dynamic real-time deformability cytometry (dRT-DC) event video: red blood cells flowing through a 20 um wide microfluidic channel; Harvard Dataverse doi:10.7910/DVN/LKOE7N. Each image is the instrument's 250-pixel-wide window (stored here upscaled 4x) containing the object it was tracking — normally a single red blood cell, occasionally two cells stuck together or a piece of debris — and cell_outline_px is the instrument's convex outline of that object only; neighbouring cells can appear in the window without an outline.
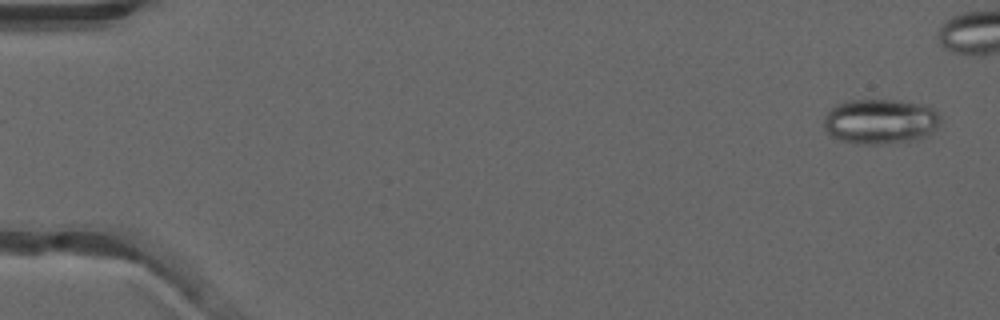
{"species": "common noctule bat (a hibernating species)", "species_latin": "Nyctalus noctula", "temperature_condition": "warm", "stored_images_in_passage": 45, "camera_frame_rate_fps": 3000, "um_per_image_px": 0.085, "animal": {"sex": "male", "forearm_length_mm": 52.5}, "frame": {"image": 1, "passage_image": 2, "time_ms": 0.333, "image_size_px": [1000, 320], "cell_outline_px": [[940, 124], [928, 136], [920, 140], [884, 144], [856, 144], [840, 140], [832, 136], [824, 128], [824, 116], [836, 104], [848, 100], [900, 100], [924, 104], [932, 108], [940, 116]], "centroid_in_image_um": [74.85, 10.33], "position_along_channel_um": 10.1, "area_um2": 31.1}}
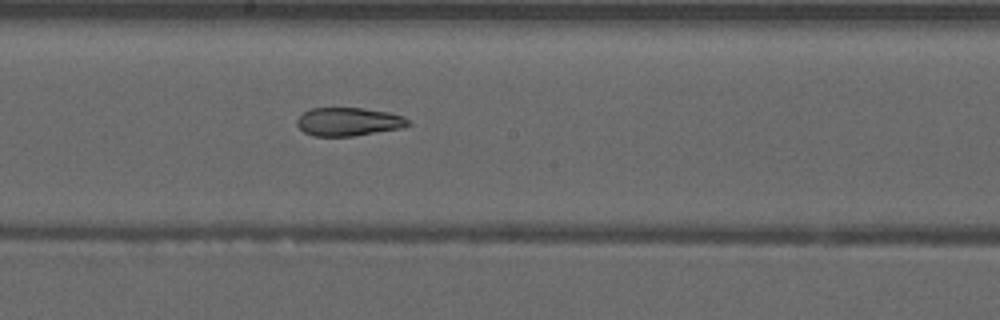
{"frame": {"image": 2, "passage_image": 29, "time_ms": 9.333, "image_size_px": [1000, 320], "cell_outline_px": [[412, 124], [404, 128], [352, 136], [312, 136], [304, 132], [296, 124], [296, 120], [304, 112], [312, 108], [364, 108], [388, 112], [404, 116]], "centroid_in_image_um": [29.65, 10.35], "position_along_channel_um": 218.5, "area_um2": 18.5}}
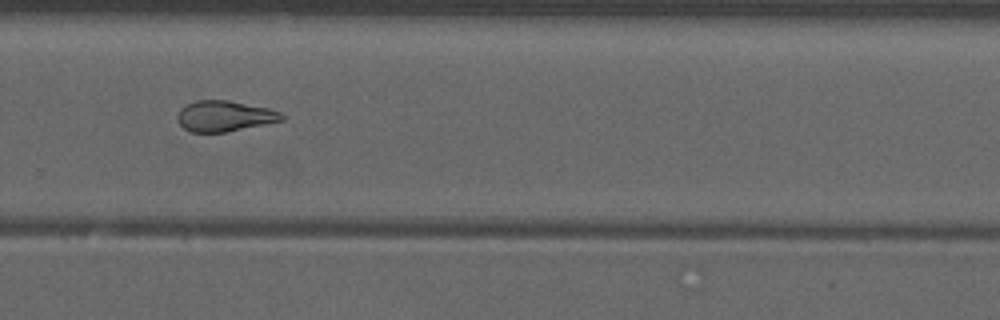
{"frame": {"image": 3, "passage_image": 36, "time_ms": 11.667, "image_size_px": [1000, 320], "cell_outline_px": [[284, 120], [228, 132], [192, 132], [184, 128], [176, 120], [176, 116], [180, 108], [184, 104], [196, 100], [228, 100], [268, 108], [280, 112], [284, 116]], "centroid_in_image_um": [19.05, 9.86], "position_along_channel_um": 310.8, "area_um2": 18.84}}